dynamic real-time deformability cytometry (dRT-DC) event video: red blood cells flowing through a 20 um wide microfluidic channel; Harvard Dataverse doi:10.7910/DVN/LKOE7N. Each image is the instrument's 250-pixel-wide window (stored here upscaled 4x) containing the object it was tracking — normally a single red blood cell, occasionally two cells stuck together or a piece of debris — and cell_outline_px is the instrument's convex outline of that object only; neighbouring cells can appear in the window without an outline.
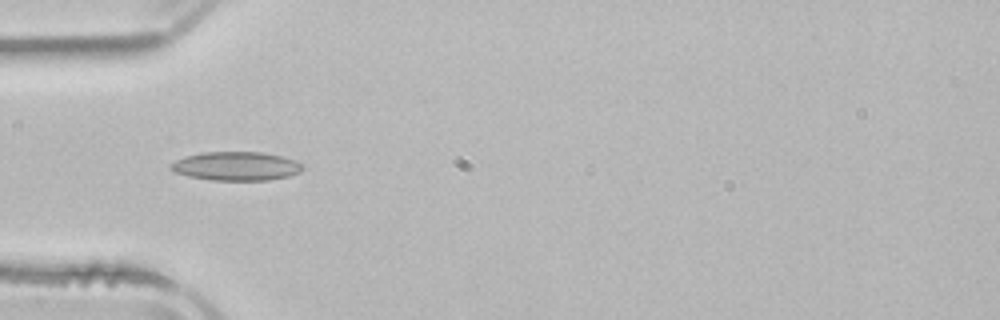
{"species": "common noctule bat (a hibernating species)", "species_latin": "Nyctalus noctula", "temperature_condition": "room temperature", "stored_images_in_passage": 3, "camera_frame_rate_fps": 3000, "um_per_image_px": 0.085, "animal": {"sex": "male", "body_mass_g": 21.5, "forearm_length_mm": 52.0}, "frame": {"image": 1, "passage_image": 2, "time_ms": 1.667, "image_size_px": [1000, 320], "cell_outline_px": [[304, 168], [300, 172], [288, 176], [268, 180], [212, 180], [188, 176], [176, 172], [168, 168], [168, 164], [184, 156], [200, 152], [260, 152], [280, 156], [296, 160]], "centroid_in_image_um": [20.03, 14.12], "position_along_channel_um": 65.0, "area_um2": 22.14}}
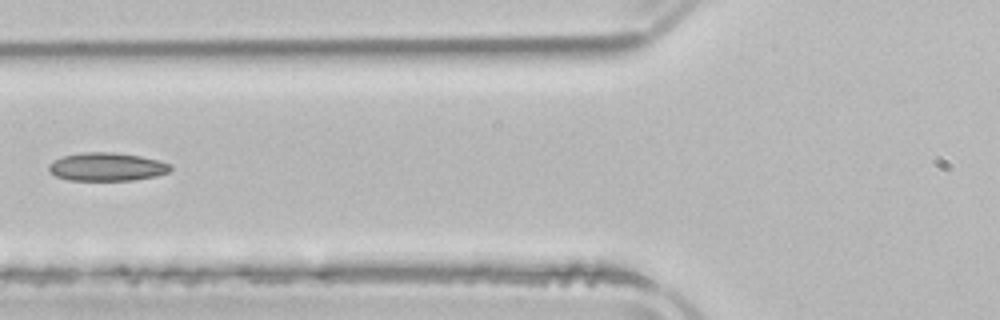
{"frame": {"image": 2, "passage_image": 3, "time_ms": 3.0, "image_size_px": [1000, 320], "cell_outline_px": [[172, 168], [168, 172], [156, 176], [132, 180], [68, 180], [56, 176], [48, 168], [48, 164], [52, 160], [64, 156], [84, 152], [116, 152], [140, 156], [160, 160], [172, 164]], "centroid_in_image_um": [9.1, 14.17], "position_along_channel_um": 116.7, "area_um2": 20.11}}